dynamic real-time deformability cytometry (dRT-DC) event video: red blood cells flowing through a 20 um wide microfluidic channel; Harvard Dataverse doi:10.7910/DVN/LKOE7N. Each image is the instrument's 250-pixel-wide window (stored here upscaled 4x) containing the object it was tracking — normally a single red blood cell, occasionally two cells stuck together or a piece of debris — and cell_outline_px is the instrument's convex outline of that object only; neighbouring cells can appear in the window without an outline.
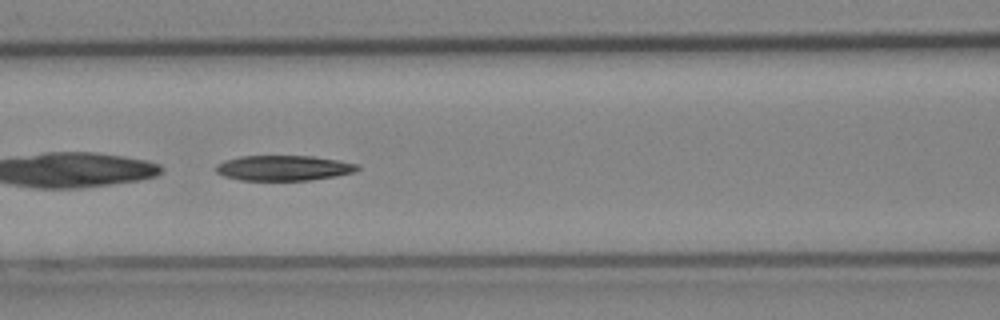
{"species": "Egyptian fruit bat (a non-hibernating species)", "species_latin": "Rousettus aegyptiacus", "temperature_condition": "cold", "stored_images_in_passage": 41, "camera_frame_rate_fps": 3000, "um_per_image_px": 0.085, "animal": {"sex": "female"}, "frame": {"image": 1, "passage_image": 12, "time_ms": 3.667, "image_size_px": [1000, 320], "cell_outline_px": [[360, 168], [352, 172], [336, 176], [308, 180], [240, 180], [224, 176], [216, 172], [216, 164], [224, 160], [240, 156], [312, 156], [336, 160], [356, 164]], "centroid_in_image_um": [24.05, 14.28], "position_along_channel_um": 142.6, "area_um2": 20.63}, "authors_computed_cell_mechanics": {"area_um2": 21.7328, "velocity_mm_per_s": 4.0104, "shape_relaxation_time_tau1_ms": 0.9902, "shape_relaxation_time_tau2_ms": null, "deformation_change_tau1": 0.2041, "deformation_change_tau2": null}}